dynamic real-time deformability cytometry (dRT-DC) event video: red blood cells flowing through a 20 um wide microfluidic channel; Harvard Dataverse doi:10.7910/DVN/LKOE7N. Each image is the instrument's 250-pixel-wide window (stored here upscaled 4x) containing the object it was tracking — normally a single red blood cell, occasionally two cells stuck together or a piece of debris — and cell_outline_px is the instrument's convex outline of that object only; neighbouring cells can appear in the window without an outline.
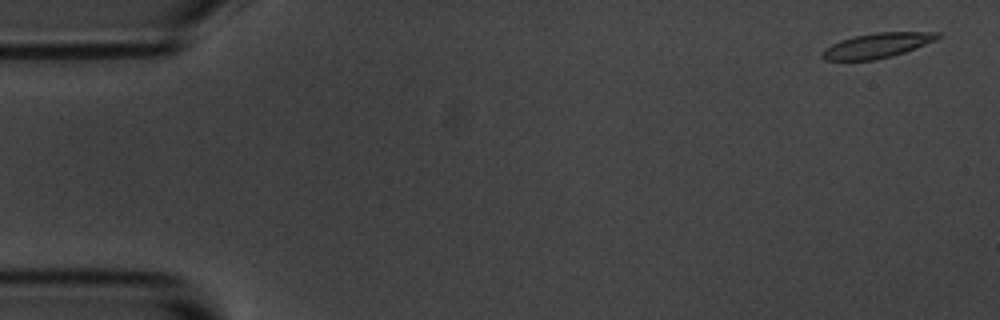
{"species": "common noctule bat (a hibernating species)", "species_latin": "Nyctalus noctula", "temperature_condition": "room temperature", "stored_images_in_passage": 5, "camera_frame_rate_fps": 3000, "um_per_image_px": 0.085, "animal": {"sex": "male", "body_mass_g": 20.1, "forearm_length_mm": 53.5}, "frame": {"image": 1, "passage_image": 1, "time_ms": 0.0, "image_size_px": [1000, 320], "cell_outline_px": [[940, 36], [936, 40], [916, 48], [892, 56], [872, 60], [824, 60], [820, 56], [824, 48], [840, 40], [852, 36], [876, 32], [940, 32]], "centroid_in_image_um": [74.53, 3.86], "position_along_channel_um": 10.5, "area_um2": 16.76}}
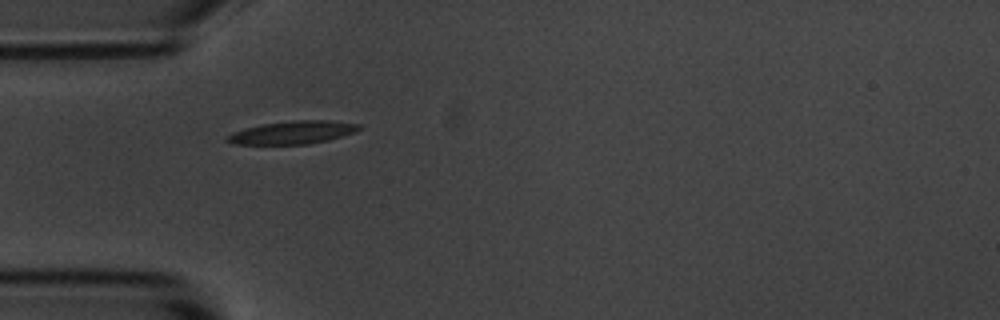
{"frame": {"image": 2, "passage_image": 5, "time_ms": 4.667, "image_size_px": [1000, 320], "cell_outline_px": [[360, 128], [356, 132], [328, 140], [308, 144], [232, 144], [224, 140], [232, 132], [244, 128], [264, 124], [296, 120], [328, 120], [360, 124]], "centroid_in_image_um": [24.87, 11.26], "position_along_channel_um": 60.1, "area_um2": 17.57}}